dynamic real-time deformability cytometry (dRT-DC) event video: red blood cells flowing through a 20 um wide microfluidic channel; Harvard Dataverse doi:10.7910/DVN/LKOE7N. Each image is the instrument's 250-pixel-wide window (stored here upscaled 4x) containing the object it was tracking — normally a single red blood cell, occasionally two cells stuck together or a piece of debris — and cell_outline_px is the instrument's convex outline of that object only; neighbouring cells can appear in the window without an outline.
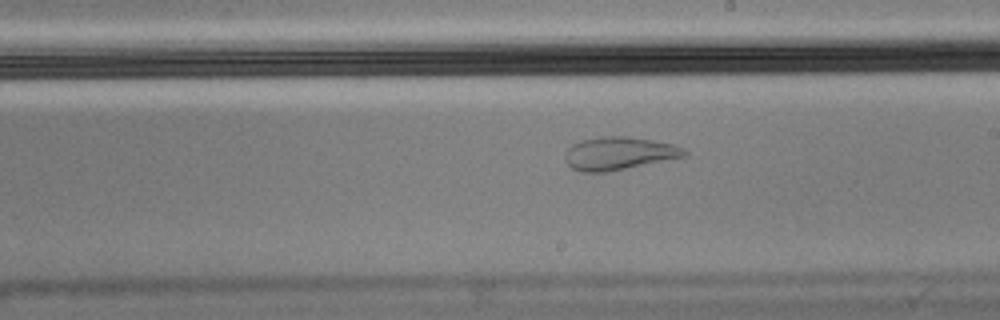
{"species": "Egyptian fruit bat (a non-hibernating species)", "species_latin": "Rousettus aegyptiacus", "temperature_condition": "cold", "stored_images_in_passage": 45, "camera_frame_rate_fps": 3000, "um_per_image_px": 0.085, "animal": {"sex": "male"}, "frame": {"image": 1, "passage_image": 21, "time_ms": 6.667, "image_size_px": [1000, 320], "cell_outline_px": [[688, 156], [604, 172], [580, 172], [572, 168], [564, 160], [564, 156], [568, 148], [572, 144], [580, 140], [600, 136], [628, 136], [652, 140], [672, 144], [684, 148], [688, 152]], "centroid_in_image_um": [52.59, 13.03], "position_along_channel_um": 236.4, "area_um2": 22.95}}